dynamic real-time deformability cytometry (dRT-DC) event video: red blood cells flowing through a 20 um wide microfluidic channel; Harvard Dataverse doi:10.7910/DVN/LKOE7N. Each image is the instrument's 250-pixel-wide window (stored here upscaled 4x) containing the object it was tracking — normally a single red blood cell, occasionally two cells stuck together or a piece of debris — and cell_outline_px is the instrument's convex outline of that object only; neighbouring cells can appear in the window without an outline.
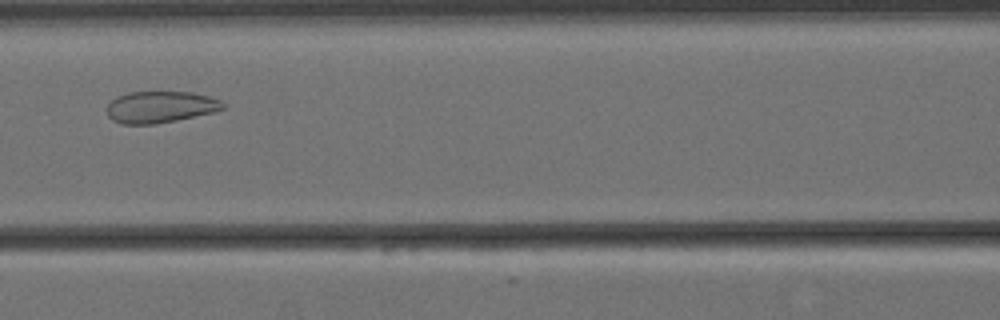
{"species": "Egyptian fruit bat (a non-hibernating species)", "species_latin": "Rousettus aegyptiacus", "temperature_condition": "cold", "stored_images_in_passage": 6, "camera_frame_rate_fps": 3000, "um_per_image_px": 0.085, "animal": {"sex": "female"}, "frame": {"image": 1, "passage_image": 5, "time_ms": 1.333, "image_size_px": [1000, 320], "cell_outline_px": [[224, 108], [212, 112], [176, 120], [156, 124], [120, 124], [112, 120], [108, 116], [108, 104], [116, 96], [128, 92], [192, 92], [208, 96], [220, 100], [224, 104]], "centroid_in_image_um": [13.59, 9.09], "position_along_channel_um": 153.0, "area_um2": 21.27}}
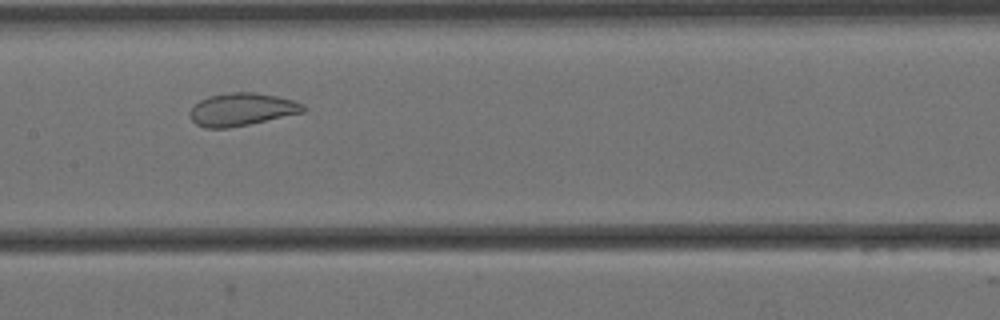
{"frame": {"image": 2, "passage_image": 6, "time_ms": 1.667, "image_size_px": [1000, 320], "cell_outline_px": [[308, 108], [304, 112], [248, 124], [228, 128], [204, 128], [196, 124], [192, 120], [188, 112], [200, 100], [208, 96], [232, 92], [252, 92], [276, 96], [292, 100], [304, 104]], "centroid_in_image_um": [20.54, 9.3], "position_along_channel_um": 186.9, "area_um2": 21.5}}